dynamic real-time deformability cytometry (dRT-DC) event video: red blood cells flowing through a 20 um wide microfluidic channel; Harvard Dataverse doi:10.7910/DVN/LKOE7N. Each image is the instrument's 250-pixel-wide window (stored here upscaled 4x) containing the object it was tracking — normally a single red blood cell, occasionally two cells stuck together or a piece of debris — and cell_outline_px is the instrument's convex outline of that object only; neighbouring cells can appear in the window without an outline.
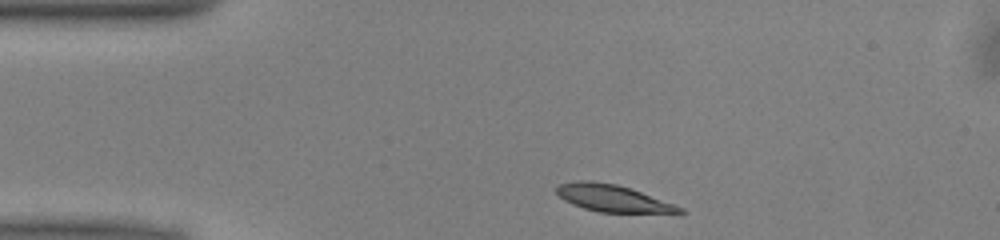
{"species": "common noctule bat (a hibernating species)", "species_latin": "Nyctalus noctula", "temperature_condition": "warm", "stored_images_in_passage": 42, "camera_frame_rate_fps": 3000, "um_per_image_px": 0.085, "animal": {"sex": "male", "body_mass_g": 13.0, "forearm_length_mm": 53.1}, "frame": {"image": 1, "passage_image": 1, "time_ms": 0.0, "image_size_px": [1000, 240], "cell_outline_px": [[688, 212], [600, 212], [584, 208], [572, 204], [564, 200], [556, 192], [556, 188], [560, 184], [576, 180], [592, 180], [616, 184], [640, 192], [684, 208]], "centroid_in_image_um": [52.01, 16.83], "position_along_channel_um": 33.0, "area_um2": 18.9}}
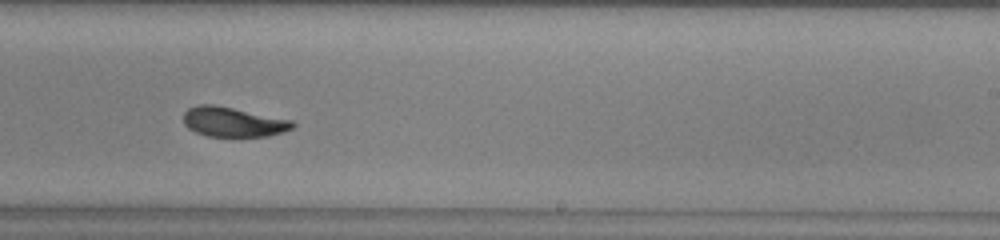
{"frame": {"image": 2, "passage_image": 22, "time_ms": 7.0, "image_size_px": [1000, 240], "cell_outline_px": [[296, 124], [292, 128], [268, 136], [240, 140], [208, 136], [196, 132], [188, 128], [184, 124], [184, 112], [188, 108], [196, 104], [212, 104], [292, 120]], "centroid_in_image_um": [19.8, 10.41], "position_along_channel_um": 269.2, "area_um2": 19.54}}
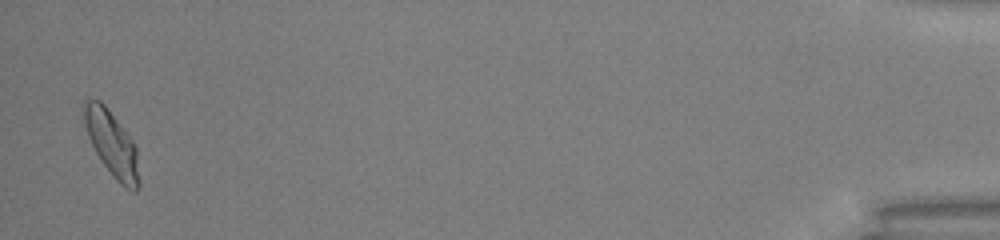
{"frame": {"image": 3, "passage_image": 41, "time_ms": 13.333, "image_size_px": [1000, 240], "cell_outline_px": [[140, 188], [136, 192], [132, 192], [124, 188], [112, 176], [96, 152], [88, 136], [84, 120], [84, 96], [100, 100], [108, 108], [136, 144], [140, 184]], "centroid_in_image_um": [9.54, 12.23], "position_along_channel_um": 425.7, "area_um2": 21.21}, "authors_computed_cell_mechanics": {"area_um2": 19.652, "velocity_mm_per_s": 3.9841, "shape_relaxation_time_tau1_ms": 2.7465, "shape_relaxation_time_tau2_ms": 1.7578, "deformation_change_tau1": 0.1282, "deformation_change_tau2": 0.0488}}